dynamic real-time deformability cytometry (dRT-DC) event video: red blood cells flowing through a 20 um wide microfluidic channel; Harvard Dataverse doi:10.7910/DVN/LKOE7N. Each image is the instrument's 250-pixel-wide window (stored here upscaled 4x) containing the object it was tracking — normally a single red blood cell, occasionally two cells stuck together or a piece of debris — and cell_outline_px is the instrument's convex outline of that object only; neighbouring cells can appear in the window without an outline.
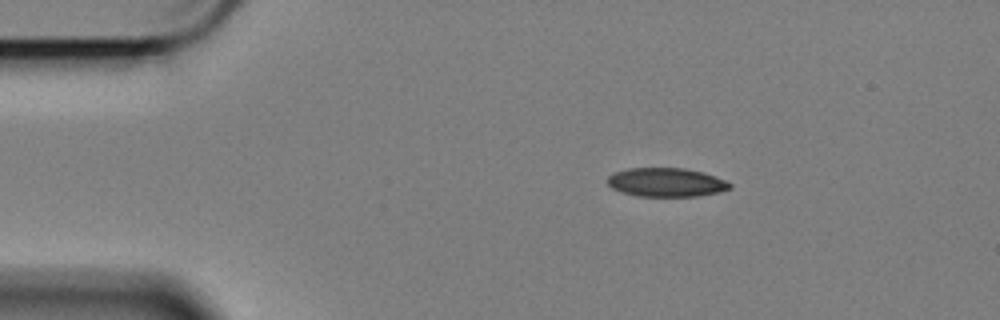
{"species": "Egyptian fruit bat (a non-hibernating species)", "species_latin": "Rousettus aegyptiacus", "temperature_condition": "cold", "stored_images_in_passage": 49, "camera_frame_rate_fps": 3000, "um_per_image_px": 0.085, "animal": {"sex": "female"}, "frame": {"image": 1, "passage_image": 1, "time_ms": 0.0, "image_size_px": [1000, 320], "cell_outline_px": [[732, 188], [716, 192], [696, 196], [636, 196], [620, 192], [612, 188], [608, 184], [608, 176], [616, 172], [628, 168], [684, 168], [700, 172], [724, 180], [732, 184]], "centroid_in_image_um": [56.58, 15.5], "position_along_channel_um": 28.4, "area_um2": 20.29}}
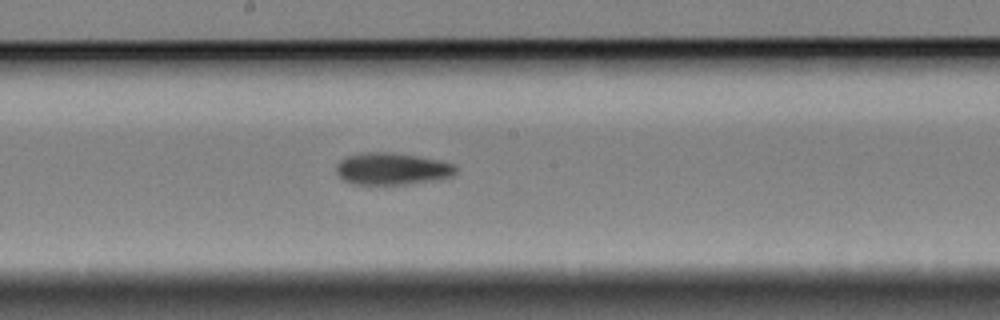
{"frame": {"image": 2, "passage_image": 22, "time_ms": 7.0, "image_size_px": [1000, 320], "cell_outline_px": [[456, 172], [452, 176], [436, 180], [408, 184], [352, 184], [344, 180], [336, 172], [336, 164], [340, 160], [348, 156], [364, 152], [388, 152], [416, 156], [440, 160], [456, 164]], "centroid_in_image_um": [33.33, 14.35], "position_along_channel_um": 214.9, "area_um2": 22.31}}
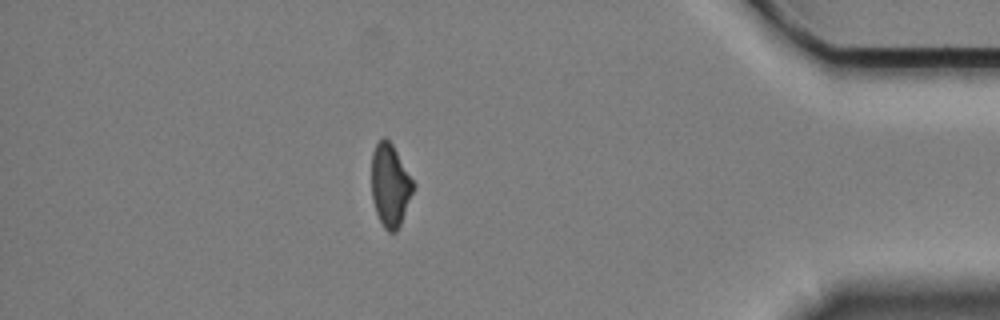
{"frame": {"image": 3, "passage_image": 42, "time_ms": 13.667, "image_size_px": [1000, 320], "cell_outline_px": [[416, 184], [400, 224], [396, 232], [388, 232], [384, 228], [376, 212], [372, 200], [372, 152], [376, 144], [384, 136], [392, 144]], "centroid_in_image_um": [33.16, 15.74], "position_along_channel_um": 402.0, "area_um2": 20.0}, "authors_computed_cell_mechanics": {"area_um2": 22.0218, "velocity_mm_per_s": 3.4166, "shape_relaxation_time_tau1_ms": 9.1868, "shape_relaxation_time_tau2_ms": 7.3502, "deformation_change_tau1": 0.1734, "deformation_change_tau2": 0.1416}}